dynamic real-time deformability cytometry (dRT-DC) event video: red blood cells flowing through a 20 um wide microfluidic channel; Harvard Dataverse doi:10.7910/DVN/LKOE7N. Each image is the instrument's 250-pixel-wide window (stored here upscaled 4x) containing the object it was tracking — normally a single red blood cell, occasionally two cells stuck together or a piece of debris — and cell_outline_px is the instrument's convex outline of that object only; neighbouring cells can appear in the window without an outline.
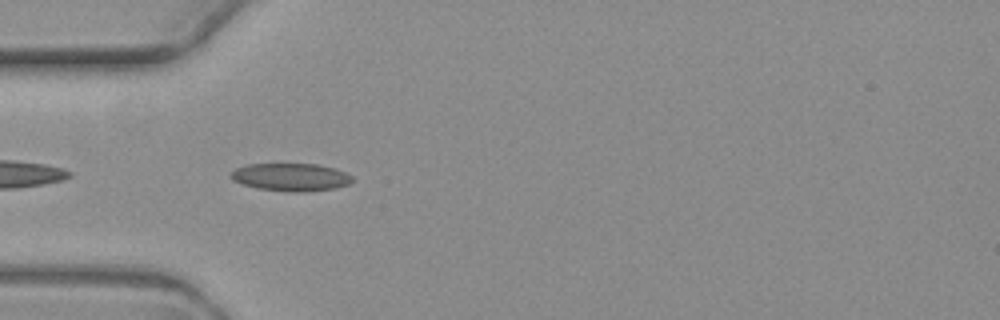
{"species": "common noctule bat (a hibernating species)", "species_latin": "Nyctalus noctula", "temperature_condition": "warm", "stored_images_in_passage": 5, "camera_frame_rate_fps": 3000, "um_per_image_px": 0.085, "animal": {"sex": "female", "body_mass_g": 19.3, "forearm_length_mm": 54.1}, "frame": {"image": 1, "passage_image": 2, "time_ms": 1.0, "image_size_px": [1000, 320], "cell_outline_px": [[352, 180], [348, 184], [336, 188], [304, 192], [288, 192], [256, 188], [232, 180], [228, 176], [236, 168], [248, 164], [316, 164], [332, 168], [344, 172], [352, 176]], "centroid_in_image_um": [24.69, 15.06], "position_along_channel_um": 60.3, "area_um2": 19.59}}
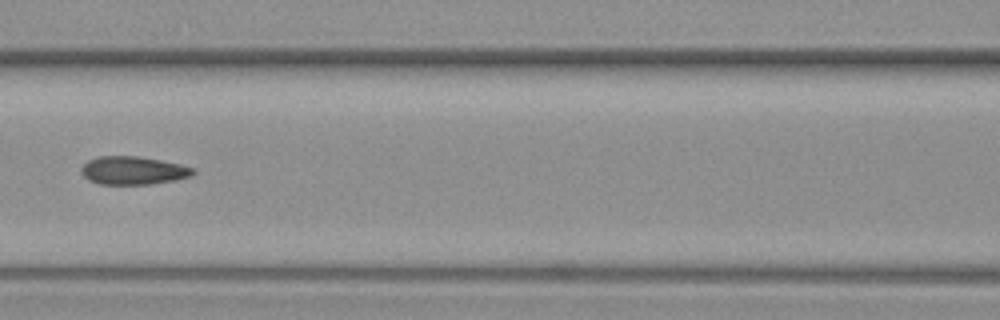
{"frame": {"image": 2, "passage_image": 4, "time_ms": 3.667, "image_size_px": [1000, 320], "cell_outline_px": [[196, 172], [192, 176], [176, 180], [152, 184], [100, 184], [88, 180], [80, 172], [80, 168], [88, 160], [100, 156], [136, 156], [160, 160], [180, 164], [192, 168]], "centroid_in_image_um": [11.31, 14.5], "position_along_channel_um": 155.3, "area_um2": 18.38}}
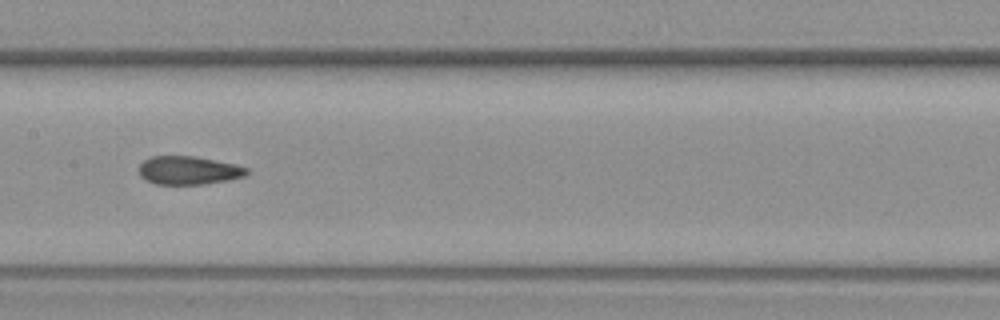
{"frame": {"image": 3, "passage_image": 5, "time_ms": 4.667, "image_size_px": [1000, 320], "cell_outline_px": [[248, 172], [244, 176], [228, 180], [204, 184], [156, 184], [144, 180], [140, 176], [140, 164], [148, 156], [196, 156], [236, 164], [248, 168]], "centroid_in_image_um": [16.02, 14.47], "position_along_channel_um": 191.4, "area_um2": 17.92}}